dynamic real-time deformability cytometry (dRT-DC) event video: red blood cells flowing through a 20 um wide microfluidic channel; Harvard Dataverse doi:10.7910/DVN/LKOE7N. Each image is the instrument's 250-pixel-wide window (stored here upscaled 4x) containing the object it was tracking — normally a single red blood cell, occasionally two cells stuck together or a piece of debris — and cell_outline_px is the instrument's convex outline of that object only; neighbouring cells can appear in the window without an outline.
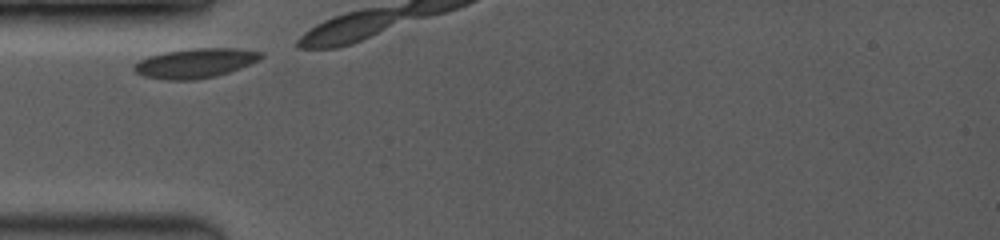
{"species": "common noctule bat (a hibernating species)", "species_latin": "Nyctalus noctula", "temperature_condition": "room temperature", "stored_images_in_passage": 3, "camera_frame_rate_fps": 3500, "um_per_image_px": 0.085, "animal": {"sex": "female", "body_mass_g": 19.0, "forearm_length_mm": 53.3}, "frame": {"image": 1, "passage_image": 1, "time_ms": 0.0, "image_size_px": [1000, 240], "cell_outline_px": [[264, 56], [240, 68], [216, 76], [192, 80], [168, 80], [144, 76], [136, 72], [132, 68], [132, 64], [148, 56], [164, 52], [192, 48], [236, 48], [264, 52]], "centroid_in_image_um": [16.57, 5.36], "position_along_channel_um": 68.4, "area_um2": 21.79}}